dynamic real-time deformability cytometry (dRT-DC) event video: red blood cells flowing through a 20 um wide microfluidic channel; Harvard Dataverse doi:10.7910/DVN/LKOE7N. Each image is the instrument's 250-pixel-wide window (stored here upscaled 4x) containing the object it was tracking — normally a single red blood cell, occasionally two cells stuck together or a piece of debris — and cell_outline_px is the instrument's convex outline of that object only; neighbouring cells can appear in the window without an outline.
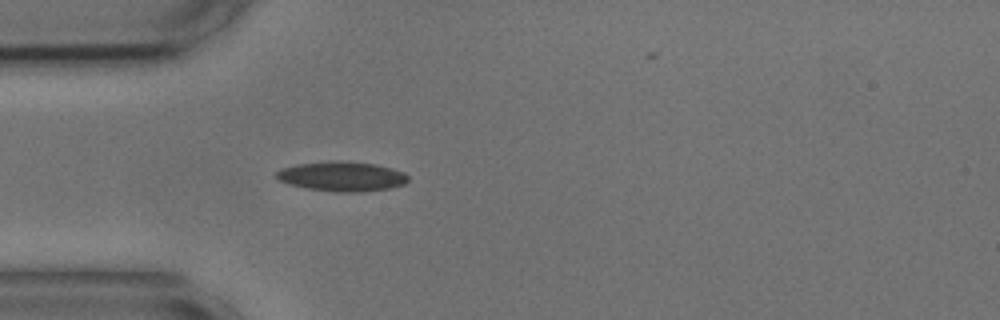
{"species": "common noctule bat (a hibernating species)", "species_latin": "Nyctalus noctula", "temperature_condition": "cold", "stored_images_in_passage": 30, "camera_frame_rate_fps": 3000, "um_per_image_px": 0.085, "animal": {"sex": "male", "body_mass_g": 17.9, "forearm_length_mm": 54.2}, "frame": {"image": 1, "passage_image": 13, "time_ms": 4.0, "image_size_px": [1000, 320], "cell_outline_px": [[408, 180], [404, 184], [388, 188], [360, 192], [336, 192], [308, 188], [288, 184], [280, 180], [276, 176], [276, 172], [280, 168], [296, 164], [328, 160], [336, 160], [376, 164], [404, 172], [408, 176]], "centroid_in_image_um": [29.04, 14.98], "position_along_channel_um": 56.0, "area_um2": 22.83}}